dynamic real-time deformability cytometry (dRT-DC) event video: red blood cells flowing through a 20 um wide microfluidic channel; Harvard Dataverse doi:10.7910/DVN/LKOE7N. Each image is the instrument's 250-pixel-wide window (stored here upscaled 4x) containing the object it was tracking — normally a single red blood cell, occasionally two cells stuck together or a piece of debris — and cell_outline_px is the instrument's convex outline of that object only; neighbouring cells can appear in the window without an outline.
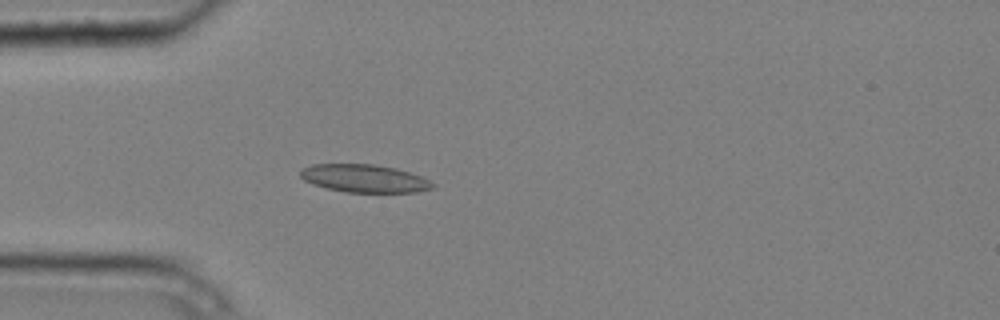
{"species": "common noctule bat (a hibernating species)", "species_latin": "Nyctalus noctula", "temperature_condition": "cold", "stored_images_in_passage": 4, "camera_frame_rate_fps": 3000, "um_per_image_px": 0.085, "animal": {"sex": "male", "body_mass_g": 20.4}, "frame": {"image": 1, "passage_image": 4, "time_ms": 1.0, "image_size_px": [1000, 320], "cell_outline_px": [[436, 188], [416, 192], [344, 192], [312, 184], [304, 180], [300, 176], [300, 168], [312, 164], [376, 164], [396, 168], [420, 176], [436, 184]], "centroid_in_image_um": [30.97, 15.16], "position_along_channel_um": 54.0, "area_um2": 21.62}}